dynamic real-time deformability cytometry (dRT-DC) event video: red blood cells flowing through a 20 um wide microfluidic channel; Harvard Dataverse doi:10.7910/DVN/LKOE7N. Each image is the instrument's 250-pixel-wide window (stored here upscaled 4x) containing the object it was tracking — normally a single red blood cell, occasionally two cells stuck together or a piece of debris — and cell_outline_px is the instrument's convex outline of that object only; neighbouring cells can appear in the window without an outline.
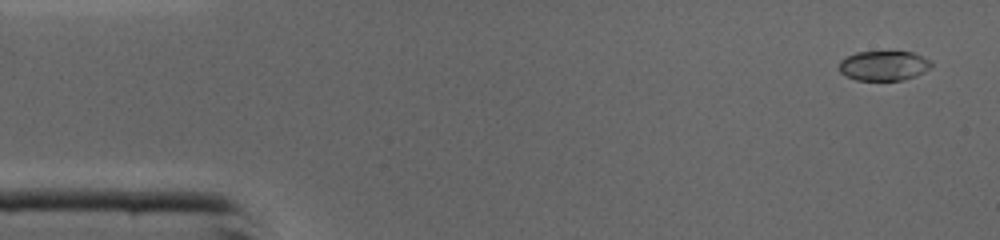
{"species": "common noctule bat (a hibernating species)", "species_latin": "Nyctalus noctula", "temperature_condition": "cold", "stored_images_in_passage": 45, "camera_frame_rate_fps": 3000, "um_per_image_px": 0.085, "animal": {"sex": "male", "body_mass_g": 19.0, "forearm_length_mm": 50.8}, "frame": {"image": 1, "passage_image": 2, "time_ms": 0.333, "image_size_px": [1000, 240], "cell_outline_px": [[932, 64], [924, 72], [916, 76], [904, 80], [856, 80], [840, 72], [840, 60], [856, 52], [912, 52], [932, 60]], "centroid_in_image_um": [75.14, 5.58], "position_along_channel_um": 9.9, "area_um2": 15.9}}
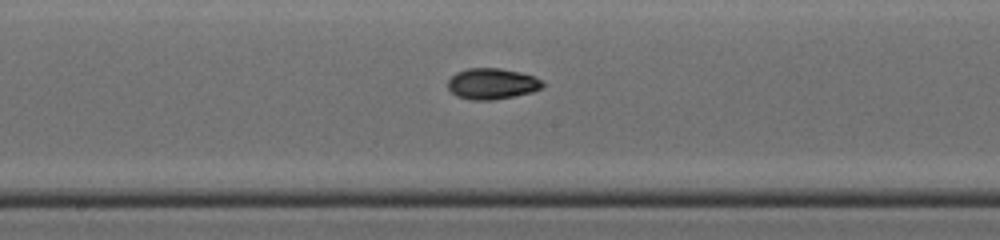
{"frame": {"image": 2, "passage_image": 23, "time_ms": 7.333, "image_size_px": [1000, 240], "cell_outline_px": [[544, 88], [532, 92], [492, 100], [472, 100], [456, 96], [448, 88], [448, 80], [456, 72], [468, 68], [500, 68], [520, 72], [536, 76], [544, 84]], "centroid_in_image_um": [41.83, 7.11], "position_along_channel_um": 206.4, "area_um2": 17.17}}
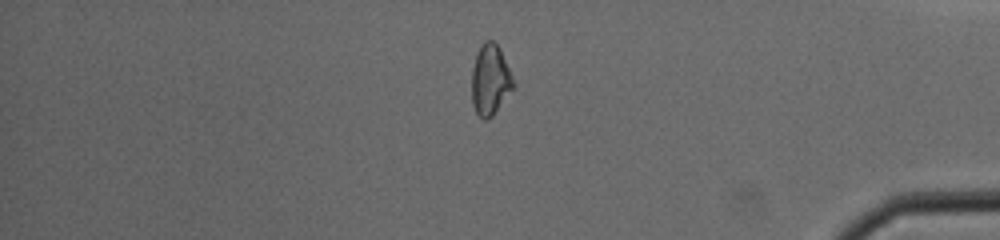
{"frame": {"image": 3, "passage_image": 38, "time_ms": 12.333, "image_size_px": [1000, 240], "cell_outline_px": [[516, 84], [492, 116], [488, 120], [484, 120], [476, 112], [472, 104], [472, 68], [480, 44], [484, 40], [492, 40], [500, 48]], "centroid_in_image_um": [41.67, 6.77], "position_along_channel_um": 393.5, "area_um2": 17.11}, "authors_computed_cell_mechanics": {"area_um2": 16.9354, "velocity_mm_per_s": 4.3908, "shape_relaxation_time_tau1_ms": 2.7674, "shape_relaxation_time_tau2_ms": 2.8655, "deformation_change_tau1": 0.1524, "deformation_change_tau2": 0.064}}